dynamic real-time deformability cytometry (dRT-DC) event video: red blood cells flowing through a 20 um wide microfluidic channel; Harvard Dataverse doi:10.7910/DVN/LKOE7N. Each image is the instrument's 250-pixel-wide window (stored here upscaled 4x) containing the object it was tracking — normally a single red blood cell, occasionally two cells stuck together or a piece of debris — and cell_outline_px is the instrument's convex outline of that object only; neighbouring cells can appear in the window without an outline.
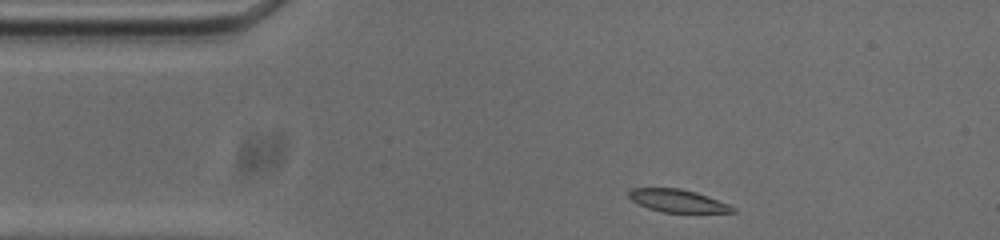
{"species": "common noctule bat (a hibernating species)", "species_latin": "Nyctalus noctula", "temperature_condition": "cold", "stored_images_in_passage": 46, "camera_frame_rate_fps": 3000, "um_per_image_px": 0.085, "animal": {"sex": "male", "body_mass_g": 20.0, "forearm_length_mm": 53.3}, "frame": {"image": 1, "passage_image": 1, "time_ms": 0.0, "image_size_px": [1000, 240], "cell_outline_px": [[736, 212], [660, 212], [648, 208], [632, 200], [628, 196], [628, 192], [632, 188], [680, 188], [696, 192], [708, 196], [728, 204], [736, 208]], "centroid_in_image_um": [57.6, 17.06], "position_along_channel_um": 27.4, "area_um2": 13.64}}
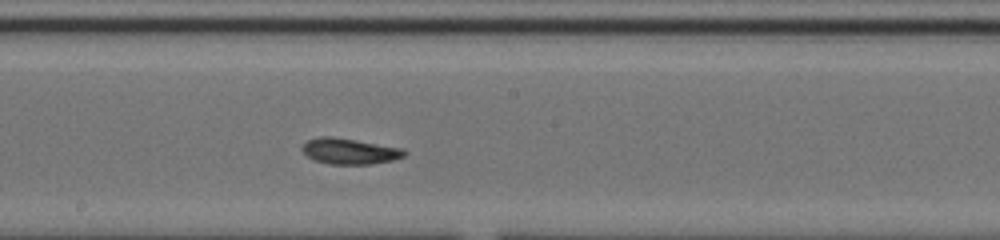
{"frame": {"image": 2, "passage_image": 20, "time_ms": 6.333, "image_size_px": [1000, 240], "cell_outline_px": [[408, 152], [404, 156], [392, 160], [372, 164], [328, 164], [316, 160], [308, 156], [300, 148], [308, 140], [320, 136], [332, 136], [404, 148]], "centroid_in_image_um": [29.74, 12.85], "position_along_channel_um": 218.5, "area_um2": 15.37}}
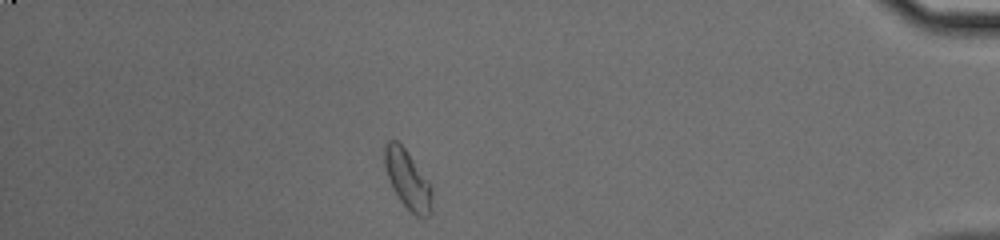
{"frame": {"image": 3, "passage_image": 39, "time_ms": 12.667, "image_size_px": [1000, 240], "cell_outline_px": [[432, 208], [428, 216], [416, 216], [400, 200], [392, 188], [384, 164], [384, 144], [388, 140], [396, 140], [404, 148], [432, 184]], "centroid_in_image_um": [34.66, 15.25], "position_along_channel_um": 400.5, "area_um2": 16.18}, "authors_computed_cell_mechanics": {"area_um2": 15.2592, "velocity_mm_per_s": 3.7147, "shape_relaxation_time_tau1_ms": 6.1838, "shape_relaxation_time_tau2_ms": 0.616, "deformation_change_tau1": 0.1845, "deformation_change_tau2": 0.0602}}